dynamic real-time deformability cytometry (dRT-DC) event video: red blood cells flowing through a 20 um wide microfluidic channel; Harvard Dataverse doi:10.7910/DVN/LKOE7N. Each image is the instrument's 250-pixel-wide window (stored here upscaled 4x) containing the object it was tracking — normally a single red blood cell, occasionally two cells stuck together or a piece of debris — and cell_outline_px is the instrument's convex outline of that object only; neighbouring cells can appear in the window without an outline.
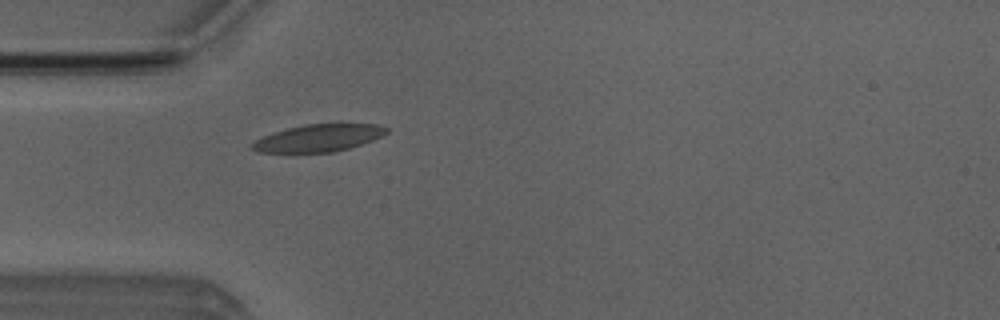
{"species": "Egyptian fruit bat (a non-hibernating species)", "species_latin": "Rousettus aegyptiacus", "temperature_condition": "room temperature", "stored_images_in_passage": 32, "camera_frame_rate_fps": 3000, "um_per_image_px": 0.085, "animal": {"sex": "male"}, "frame": {"image": 1, "passage_image": 1, "time_ms": 0.0, "image_size_px": [1000, 320], "cell_outline_px": [[388, 132], [372, 140], [348, 148], [332, 152], [256, 152], [248, 148], [248, 144], [272, 132], [304, 124], [380, 124], [388, 128]], "centroid_in_image_um": [27.01, 11.73], "position_along_channel_um": 58.0, "area_um2": 21.27}}
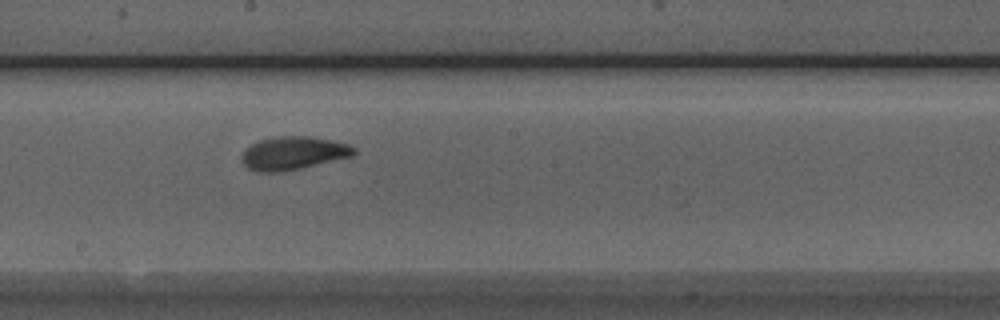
{"frame": {"image": 2, "passage_image": 14, "time_ms": 4.333, "image_size_px": [1000, 320], "cell_outline_px": [[356, 152], [352, 156], [300, 168], [280, 172], [256, 172], [248, 168], [240, 160], [244, 148], [260, 140], [276, 136], [308, 136], [332, 140], [348, 144], [356, 148]], "centroid_in_image_um": [24.89, 13.01], "position_along_channel_um": 223.3, "area_um2": 21.73}}
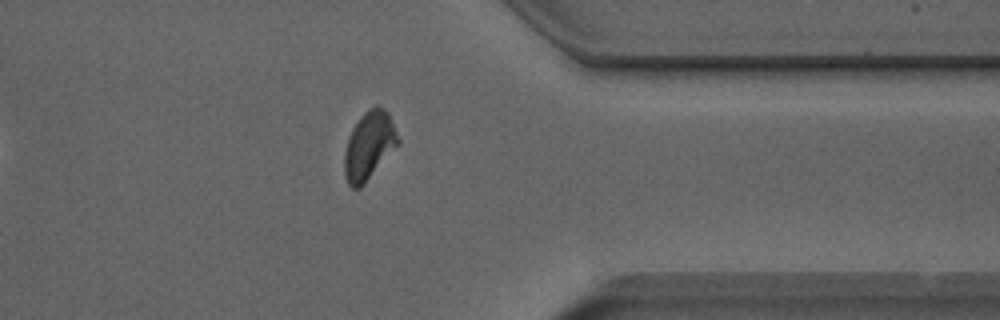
{"frame": {"image": 3, "passage_image": 27, "time_ms": 8.667, "image_size_px": [1000, 320], "cell_outline_px": [[400, 144], [364, 184], [360, 188], [352, 188], [348, 184], [344, 172], [344, 156], [348, 136], [352, 128], [360, 116], [368, 108], [376, 104], [384, 108], [388, 112], [400, 140]], "centroid_in_image_um": [31.38, 12.36], "position_along_channel_um": 380.0, "area_um2": 21.5}, "authors_computed_cell_mechanics": {"area_um2": 21.0103, "velocity_mm_per_s": 3.8785, "shape_relaxation_time_tau1_ms": 3.4238, "shape_relaxation_time_tau2_ms": 1.7062, "deformation_change_tau1": 0.1304, "deformation_change_tau2": 0.0512}}